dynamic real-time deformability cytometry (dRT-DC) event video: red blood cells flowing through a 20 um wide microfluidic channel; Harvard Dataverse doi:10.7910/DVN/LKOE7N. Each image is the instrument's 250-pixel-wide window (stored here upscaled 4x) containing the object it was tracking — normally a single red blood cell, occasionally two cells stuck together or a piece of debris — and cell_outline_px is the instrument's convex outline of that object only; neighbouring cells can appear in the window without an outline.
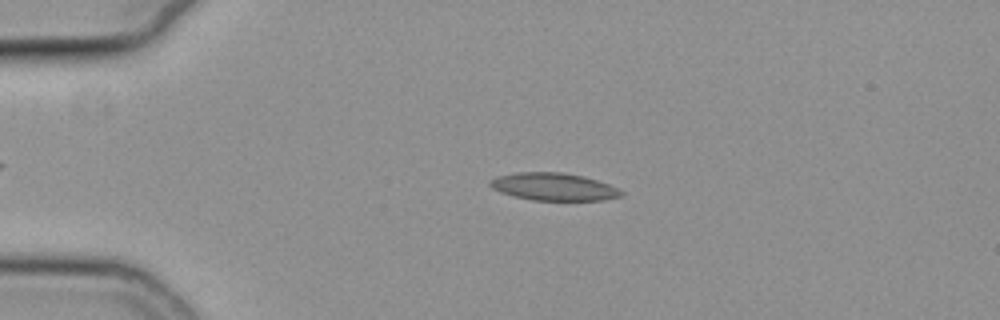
{"species": "common noctule bat (a hibernating species)", "species_latin": "Nyctalus noctula", "temperature_condition": "cold", "stored_images_in_passage": 46, "camera_frame_rate_fps": 3000, "um_per_image_px": 0.085, "animal": {"sex": "female", "body_mass_g": 19.3, "forearm_length_mm": 54.1}, "frame": {"image": 1, "passage_image": 3, "time_ms": 0.667, "image_size_px": [1000, 320], "cell_outline_px": [[624, 196], [604, 200], [532, 200], [512, 196], [500, 192], [492, 188], [488, 184], [488, 180], [496, 176], [516, 172], [564, 172], [584, 176], [608, 184], [624, 192]], "centroid_in_image_um": [47.03, 15.87], "position_along_channel_um": 38.0, "area_um2": 21.27}}
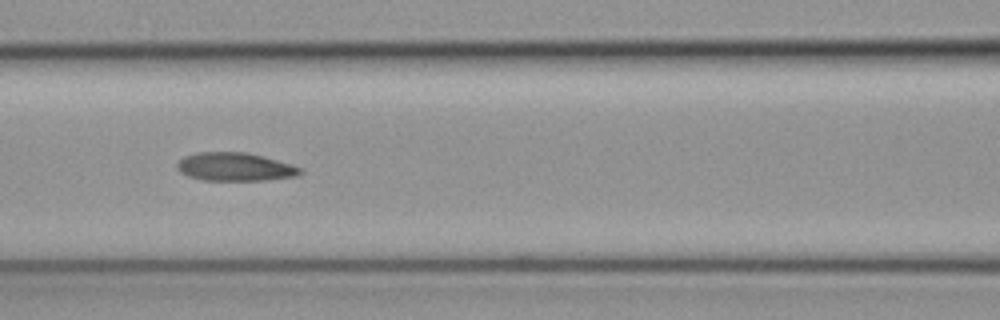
{"frame": {"image": 2, "passage_image": 15, "time_ms": 4.667, "image_size_px": [1000, 320], "cell_outline_px": [[304, 172], [296, 176], [268, 180], [204, 180], [188, 176], [180, 172], [176, 168], [176, 164], [184, 156], [196, 152], [244, 152], [264, 156], [292, 164], [304, 168]], "centroid_in_image_um": [20.0, 14.18], "position_along_channel_um": 146.6, "area_um2": 20.52}}
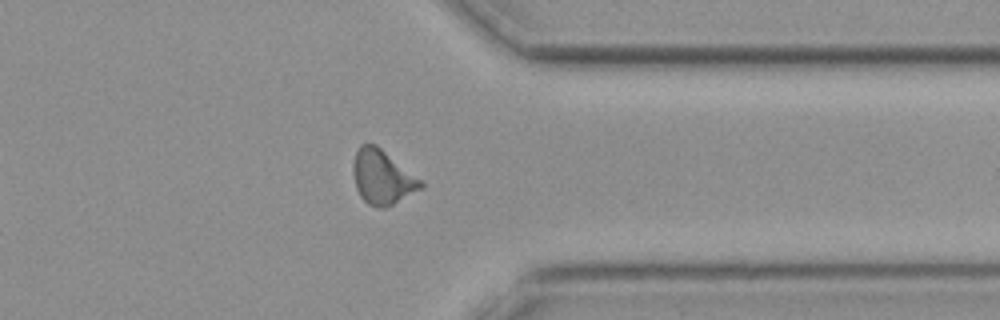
{"frame": {"image": 3, "passage_image": 34, "time_ms": 11.0, "image_size_px": [1000, 320], "cell_outline_px": [[424, 188], [384, 208], [380, 208], [368, 204], [360, 196], [356, 188], [352, 172], [352, 164], [356, 152], [360, 144], [376, 144], [420, 180], [424, 184]], "centroid_in_image_um": [32.46, 15.06], "position_along_channel_um": 378.9, "area_um2": 21.15}, "authors_computed_cell_mechanics": {"area_um2": 20.23, "velocity_mm_per_s": 3.7463, "shape_relaxation_time_tau1_ms": 8.2463, "shape_relaxation_time_tau2_ms": 5.2843, "deformation_change_tau1": 0.1417, "deformation_change_tau2": 0.1154}}